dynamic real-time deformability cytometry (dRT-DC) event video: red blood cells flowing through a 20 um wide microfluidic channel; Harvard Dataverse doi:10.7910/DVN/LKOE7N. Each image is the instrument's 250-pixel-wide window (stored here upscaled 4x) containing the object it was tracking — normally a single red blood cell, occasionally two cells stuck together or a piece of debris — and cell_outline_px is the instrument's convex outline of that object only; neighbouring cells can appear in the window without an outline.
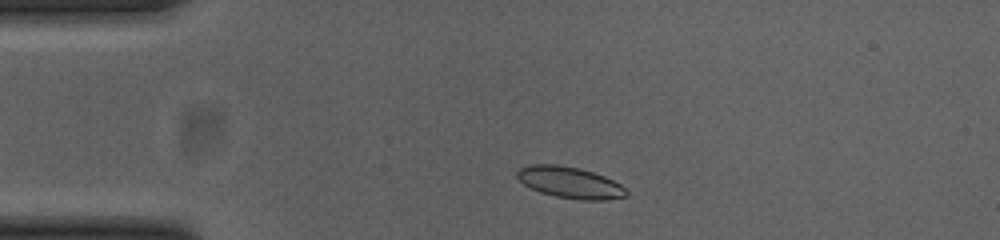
{"species": "common noctule bat (a hibernating species)", "species_latin": "Nyctalus noctula", "temperature_condition": "cold", "stored_images_in_passage": 45, "camera_frame_rate_fps": 3000, "um_per_image_px": 0.085, "animal": {"sex": "female", "body_mass_g": 23.0, "forearm_length_mm": 53.4}, "frame": {"image": 1, "passage_image": 4, "time_ms": 1.0, "image_size_px": [1000, 240], "cell_outline_px": [[628, 196], [604, 200], [580, 200], [556, 196], [540, 192], [524, 184], [516, 176], [516, 172], [520, 168], [528, 164], [556, 164], [580, 168], [604, 176], [620, 184], [628, 192]], "centroid_in_image_um": [48.44, 15.51], "position_along_channel_um": 36.6, "area_um2": 19.94}}
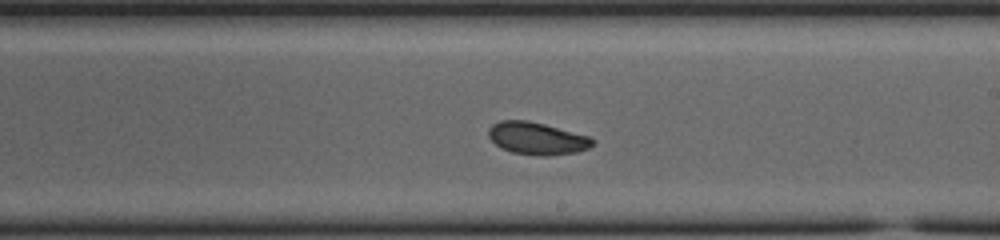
{"frame": {"image": 2, "passage_image": 23, "time_ms": 7.333, "image_size_px": [1000, 240], "cell_outline_px": [[596, 144], [588, 148], [576, 152], [548, 156], [540, 156], [512, 152], [500, 148], [488, 136], [488, 128], [492, 124], [500, 120], [528, 120], [544, 124], [588, 136], [596, 140]], "centroid_in_image_um": [45.64, 11.76], "position_along_channel_um": 243.4, "area_um2": 19.71}}
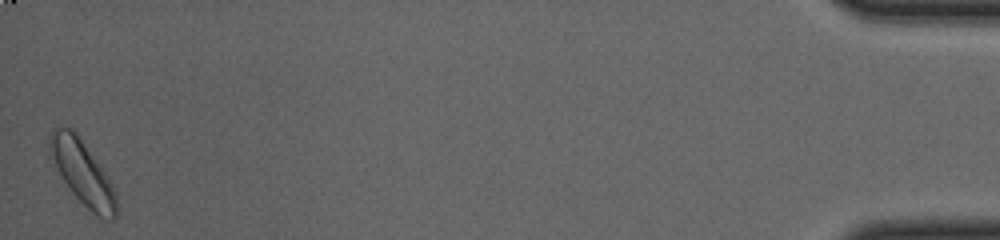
{"frame": {"image": 3, "passage_image": 45, "time_ms": 14.667, "image_size_px": [1000, 240], "cell_outline_px": [[116, 216], [112, 220], [100, 216], [92, 212], [72, 192], [48, 156], [48, 136], [52, 128], [56, 124], [60, 124], [72, 128], [76, 132], [104, 168], [112, 184], [116, 196]], "centroid_in_image_um": [6.96, 14.55], "position_along_channel_um": 428.2, "area_um2": 25.2}, "authors_computed_cell_mechanics": {"area_um2": 19.7098, "velocity_mm_per_s": 3.823, "shape_relaxation_time_tau1_ms": 7.3143, "shape_relaxation_time_tau2_ms": 2.577, "deformation_change_tau1": 0.1268, "deformation_change_tau2": 0.0698}}